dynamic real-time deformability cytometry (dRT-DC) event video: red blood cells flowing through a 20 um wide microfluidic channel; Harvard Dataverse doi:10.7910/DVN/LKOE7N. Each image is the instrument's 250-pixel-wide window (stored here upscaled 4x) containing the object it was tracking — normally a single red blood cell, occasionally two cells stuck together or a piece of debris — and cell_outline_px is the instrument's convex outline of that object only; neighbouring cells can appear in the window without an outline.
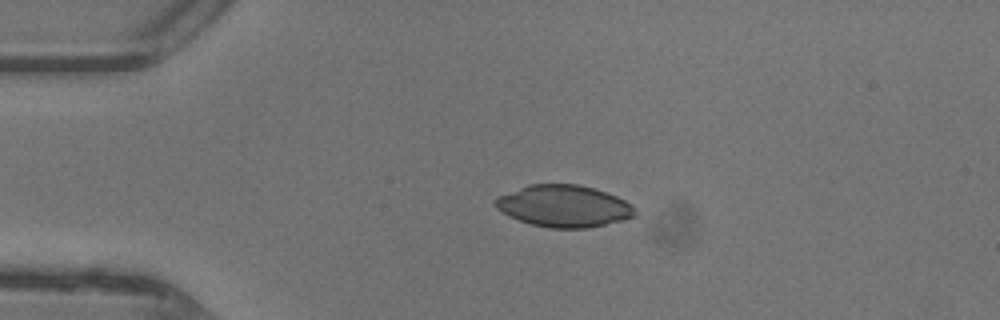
{"species": "common noctule bat (a hibernating species)", "species_latin": "Nyctalus noctula", "temperature_condition": "warm", "stored_images_in_passage": 37, "camera_frame_rate_fps": 3000, "um_per_image_px": 0.085, "animal": {"sex": "female"}, "frame": {"image": 1, "passage_image": 1, "time_ms": 0.0, "image_size_px": [1000, 320], "cell_outline_px": [[636, 212], [632, 216], [624, 220], [588, 228], [548, 228], [532, 224], [508, 216], [496, 208], [492, 204], [492, 200], [500, 196], [528, 184], [576, 184], [592, 188], [616, 196], [632, 204], [636, 208]], "centroid_in_image_um": [47.91, 17.52], "position_along_channel_um": 37.1, "area_um2": 33.99}}
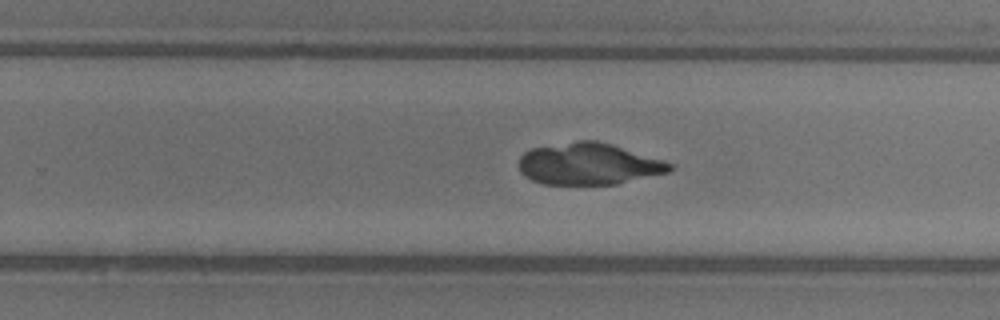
{"frame": {"image": 2, "passage_image": 20, "time_ms": 6.333, "image_size_px": [1000, 320], "cell_outline_px": [[676, 168], [668, 172], [616, 184], [544, 184], [532, 180], [524, 176], [520, 172], [520, 156], [524, 152], [532, 148], [580, 140], [596, 140], [612, 144], [664, 160], [676, 164]], "centroid_in_image_um": [50.07, 13.93], "position_along_channel_um": 279.7, "area_um2": 36.7}}
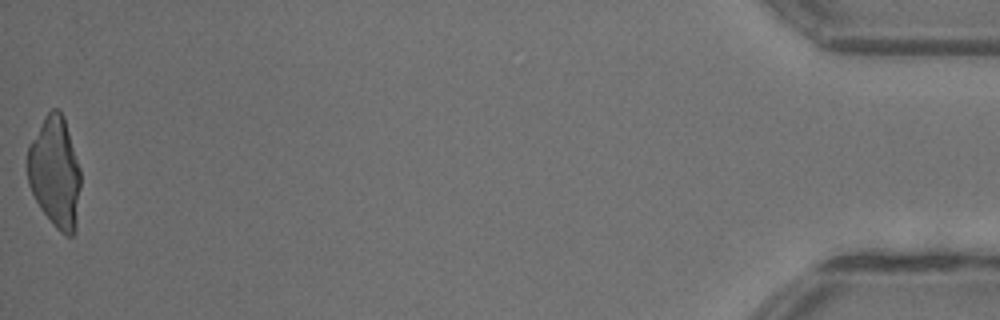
{"frame": {"image": 3, "passage_image": 37, "time_ms": 12.0, "image_size_px": [1000, 320], "cell_outline_px": [[80, 188], [76, 232], [72, 236], [64, 236], [56, 228], [40, 208], [28, 184], [28, 144], [44, 116], [52, 108], [56, 108], [64, 116], [80, 168]], "centroid_in_image_um": [4.68, 14.66], "position_along_channel_um": 430.5, "area_um2": 34.56}}